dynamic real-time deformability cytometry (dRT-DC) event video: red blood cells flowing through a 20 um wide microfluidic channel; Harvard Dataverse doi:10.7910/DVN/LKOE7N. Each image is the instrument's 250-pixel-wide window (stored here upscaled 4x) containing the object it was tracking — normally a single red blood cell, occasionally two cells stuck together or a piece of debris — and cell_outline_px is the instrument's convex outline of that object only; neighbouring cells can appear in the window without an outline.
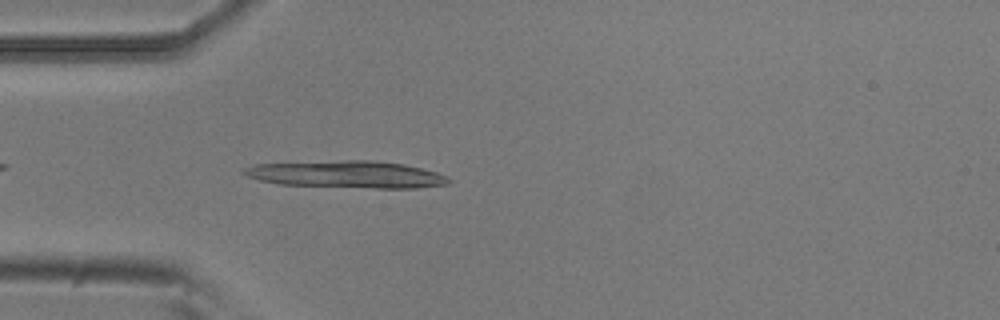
{"species": "common noctule bat (a hibernating species)", "species_latin": "Nyctalus noctula", "temperature_condition": "room temperature", "stored_images_in_passage": 33, "camera_frame_rate_fps": 3000, "um_per_image_px": 0.085, "animal": {"sex": "male", "body_mass_g": 20.5, "forearm_length_mm": 52.5}, "frame": {"image": 1, "passage_image": 4, "time_ms": 1.0, "image_size_px": [1000, 320], "cell_outline_px": [[452, 180], [448, 184], [416, 188], [376, 188], [280, 184], [260, 180], [248, 176], [240, 172], [244, 168], [256, 164], [344, 160], [372, 160], [404, 164], [436, 172], [448, 176]], "centroid_in_image_um": [29.51, 14.82], "position_along_channel_um": 55.5, "area_um2": 32.19}}
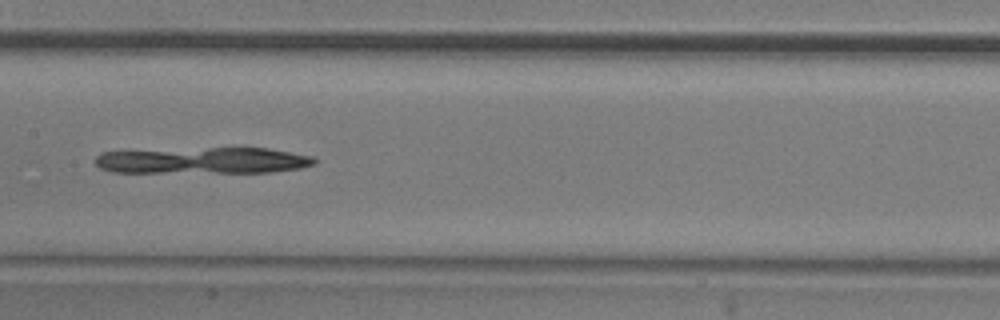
{"frame": {"image": 2, "passage_image": 15, "time_ms": 4.667, "image_size_px": [1000, 320], "cell_outline_px": [[316, 164], [300, 168], [272, 172], [112, 172], [100, 168], [96, 164], [96, 156], [100, 152], [208, 148], [268, 148], [312, 156], [316, 160]], "centroid_in_image_um": [17.28, 13.65], "position_along_channel_um": 190.1, "area_um2": 33.41}}